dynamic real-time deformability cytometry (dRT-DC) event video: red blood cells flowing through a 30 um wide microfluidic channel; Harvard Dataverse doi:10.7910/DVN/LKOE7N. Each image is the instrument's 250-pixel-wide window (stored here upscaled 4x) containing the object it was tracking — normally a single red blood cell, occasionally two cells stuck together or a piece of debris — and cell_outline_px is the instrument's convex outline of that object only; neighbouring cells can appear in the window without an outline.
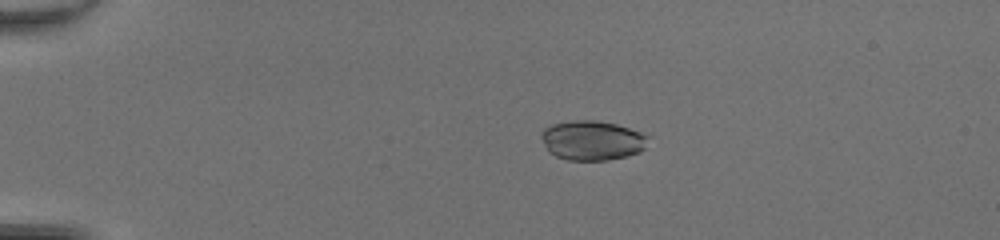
{"species": "common noctule bat (a hibernating species)", "species_latin": "Nyctalus noctula", "temperature_condition": "room temperature", "stored_images_in_passage": 50, "camera_frame_rate_fps": 3000, "um_per_image_px": 0.085, "animal": {"sex": "female", "body_mass_g": 20.0, "forearm_length_mm": 54.0}, "frame": {"image": 1, "passage_image": 12, "time_ms": 3.667, "image_size_px": [1000, 240], "cell_outline_px": [[648, 136], [644, 148], [640, 152], [608, 160], [568, 160], [556, 156], [548, 152], [540, 136], [540, 132], [544, 128], [552, 124], [576, 120], [596, 120], [616, 124], [640, 132]], "centroid_in_image_um": [50.29, 11.93], "position_along_channel_um": 34.7, "area_um2": 24.57}}
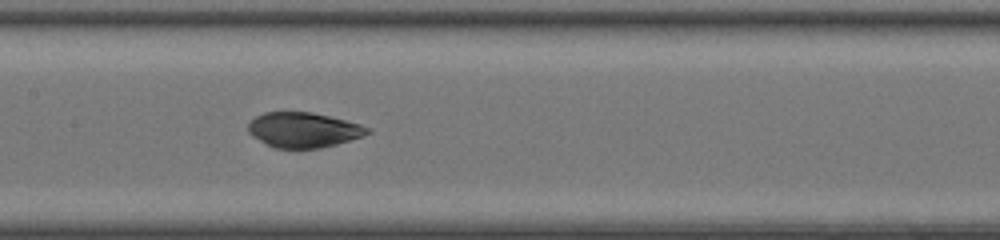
{"frame": {"image": 2, "passage_image": 27, "time_ms": 8.667, "image_size_px": [1000, 240], "cell_outline_px": [[372, 132], [364, 136], [336, 144], [320, 148], [272, 148], [252, 136], [248, 132], [248, 124], [256, 116], [264, 112], [312, 112], [360, 124], [372, 128]], "centroid_in_image_um": [25.8, 11.05], "position_along_channel_um": 181.6, "area_um2": 24.45}}
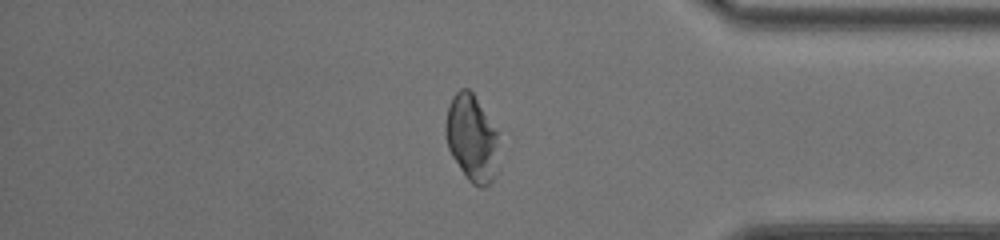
{"frame": {"image": 3, "passage_image": 43, "time_ms": 14.0, "image_size_px": [1000, 240], "cell_outline_px": [[496, 176], [484, 188], [480, 188], [472, 184], [468, 180], [452, 156], [448, 148], [444, 132], [444, 124], [448, 104], [452, 96], [460, 88], [468, 88], [472, 92], [496, 132]], "centroid_in_image_um": [40.03, 11.75], "position_along_channel_um": 395.2, "area_um2": 26.47}, "authors_computed_cell_mechanics": {"area_um2": 25.6343, "velocity_mm_per_s": 4.31, "shape_relaxation_time_tau1_ms": 4.1392, "shape_relaxation_time_tau2_ms": null, "deformation_change_tau1": 0.1368, "deformation_change_tau2": null}}